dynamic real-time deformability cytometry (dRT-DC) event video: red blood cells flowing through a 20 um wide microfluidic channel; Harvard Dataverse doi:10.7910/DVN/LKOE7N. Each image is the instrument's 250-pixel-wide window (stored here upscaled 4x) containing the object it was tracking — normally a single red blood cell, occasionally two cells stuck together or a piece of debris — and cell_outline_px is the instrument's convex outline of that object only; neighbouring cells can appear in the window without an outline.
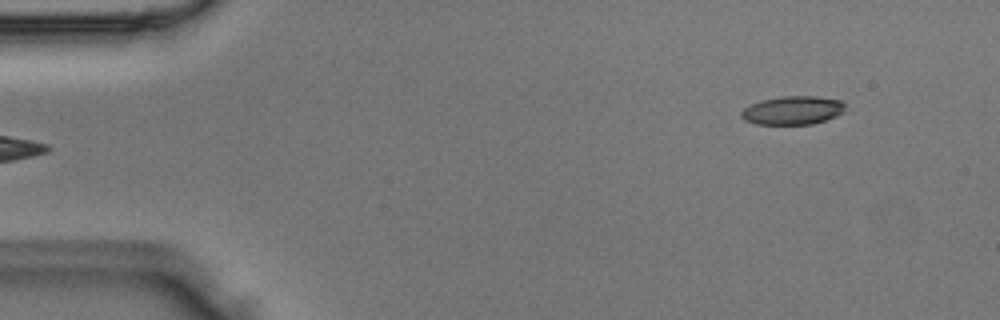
{"species": "Egyptian fruit bat (a non-hibernating species)", "species_latin": "Rousettus aegyptiacus", "temperature_condition": "room temperature", "stored_images_in_passage": 4, "camera_frame_rate_fps": 3000, "um_per_image_px": 0.085, "animal": {"sex": "male"}, "frame": {"image": 1, "passage_image": 4, "time_ms": 1.0, "image_size_px": [1000, 320], "cell_outline_px": [[844, 112], [836, 116], [812, 124], [756, 124], [744, 120], [740, 116], [740, 112], [744, 108], [760, 100], [780, 96], [816, 96], [840, 100], [844, 104]], "centroid_in_image_um": [67.35, 9.37], "position_along_channel_um": 17.6, "area_um2": 17.28}}